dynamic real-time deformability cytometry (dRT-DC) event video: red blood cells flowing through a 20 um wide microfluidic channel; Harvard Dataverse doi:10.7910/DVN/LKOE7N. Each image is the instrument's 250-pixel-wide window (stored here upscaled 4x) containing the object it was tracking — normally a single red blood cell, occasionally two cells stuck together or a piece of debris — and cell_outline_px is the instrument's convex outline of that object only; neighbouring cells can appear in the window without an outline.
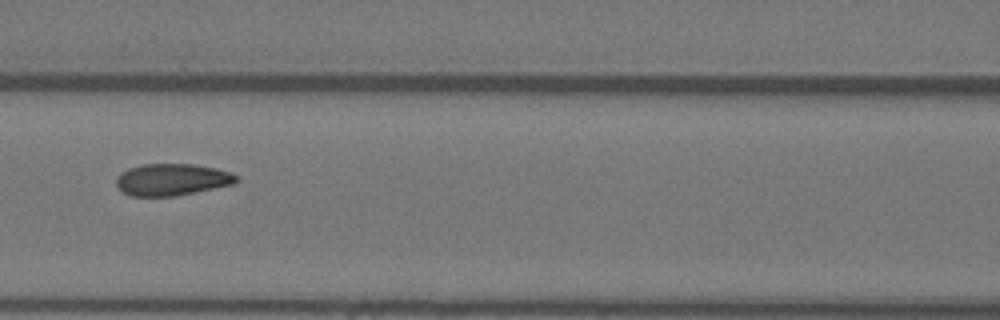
{"species": "Egyptian fruit bat (a non-hibernating species)", "species_latin": "Rousettus aegyptiacus", "temperature_condition": "warm", "stored_images_in_passage": 7, "camera_frame_rate_fps": 3000, "um_per_image_px": 0.085, "animal": {"sex": "female"}, "frame": {"image": 1, "passage_image": 6, "time_ms": 1.667, "image_size_px": [1000, 320], "cell_outline_px": [[236, 184], [176, 196], [132, 196], [124, 192], [116, 184], [116, 176], [120, 172], [128, 168], [144, 164], [192, 164], [216, 168], [228, 172], [236, 176]], "centroid_in_image_um": [14.6, 15.26], "position_along_channel_um": 152.0, "area_um2": 22.25}}
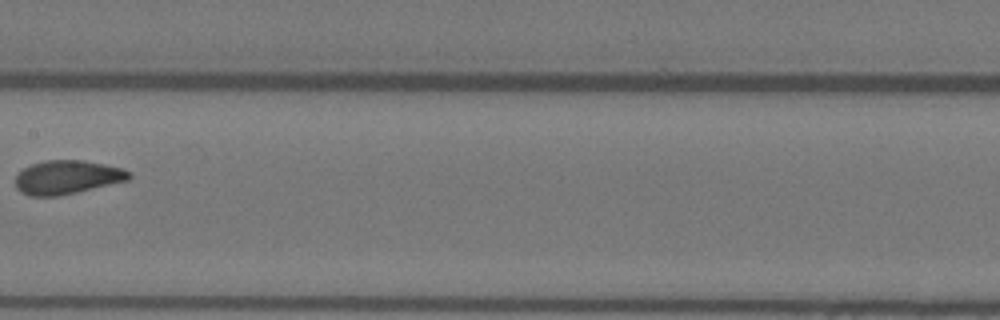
{"frame": {"image": 2, "passage_image": 7, "time_ms": 2.0, "image_size_px": [1000, 320], "cell_outline_px": [[132, 176], [128, 180], [60, 196], [28, 196], [20, 192], [16, 188], [16, 176], [24, 168], [32, 164], [44, 160], [84, 160], [104, 164], [120, 168], [132, 172]], "centroid_in_image_um": [5.7, 15.07], "position_along_channel_um": 201.7, "area_um2": 22.37}}